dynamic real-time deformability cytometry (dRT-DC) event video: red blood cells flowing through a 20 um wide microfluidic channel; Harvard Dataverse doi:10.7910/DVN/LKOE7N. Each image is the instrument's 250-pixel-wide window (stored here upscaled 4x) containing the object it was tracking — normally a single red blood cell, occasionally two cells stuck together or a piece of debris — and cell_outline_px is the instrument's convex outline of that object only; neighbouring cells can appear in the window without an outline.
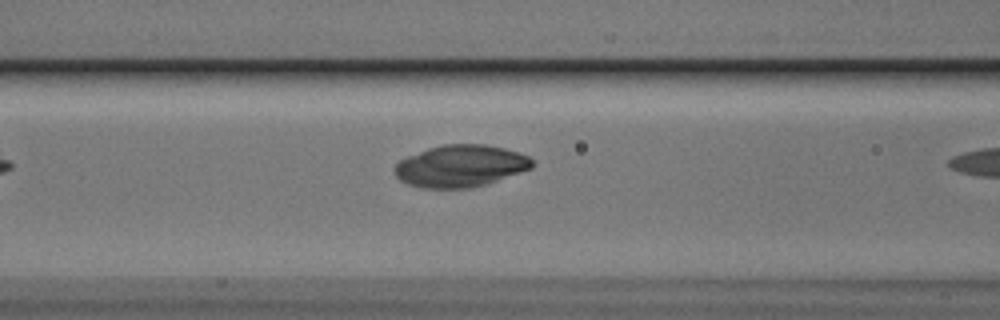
{"species": "Egyptian fruit bat (a non-hibernating species)", "species_latin": "Rousettus aegyptiacus", "temperature_condition": "cold", "stored_images_in_passage": 7, "camera_frame_rate_fps": 3000, "um_per_image_px": 0.085, "animal": {"sex": "male"}, "frame": {"image": 1, "passage_image": 6, "time_ms": 1.667, "image_size_px": [1000, 320], "cell_outline_px": [[532, 168], [484, 184], [468, 188], [420, 188], [408, 184], [400, 180], [396, 176], [396, 164], [400, 160], [408, 156], [428, 148], [444, 144], [484, 144], [504, 148], [528, 156], [532, 160]], "centroid_in_image_um": [39.12, 14.1], "position_along_channel_um": 127.5, "area_um2": 33.23}}